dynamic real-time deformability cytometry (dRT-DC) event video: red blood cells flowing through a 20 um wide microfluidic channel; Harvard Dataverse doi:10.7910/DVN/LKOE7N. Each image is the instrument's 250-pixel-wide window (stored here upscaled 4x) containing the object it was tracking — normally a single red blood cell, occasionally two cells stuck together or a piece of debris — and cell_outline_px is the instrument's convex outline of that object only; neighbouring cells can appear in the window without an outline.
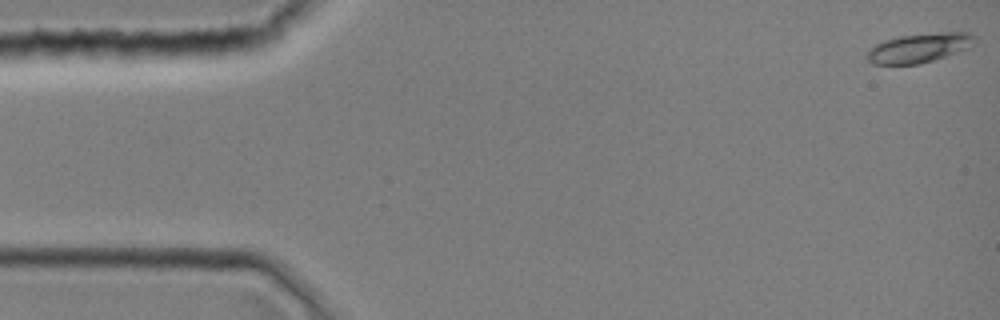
{"species": "common noctule bat (a hibernating species)", "species_latin": "Nyctalus noctula", "temperature_condition": "room temperature", "stored_images_in_passage": 4, "camera_frame_rate_fps": 3000, "um_per_image_px": 0.085, "animal": {"sex": "female", "body_mass_g": 19.0, "forearm_length_mm": 51.5}, "frame": {"image": 1, "passage_image": 1, "time_ms": 0.0, "image_size_px": [1000, 320], "cell_outline_px": [[972, 36], [968, 48], [920, 64], [872, 64], [868, 60], [868, 48], [884, 40], [900, 36], [944, 32], [968, 32]], "centroid_in_image_um": [78.03, 4.08], "position_along_channel_um": 7.0, "area_um2": 17.8}}